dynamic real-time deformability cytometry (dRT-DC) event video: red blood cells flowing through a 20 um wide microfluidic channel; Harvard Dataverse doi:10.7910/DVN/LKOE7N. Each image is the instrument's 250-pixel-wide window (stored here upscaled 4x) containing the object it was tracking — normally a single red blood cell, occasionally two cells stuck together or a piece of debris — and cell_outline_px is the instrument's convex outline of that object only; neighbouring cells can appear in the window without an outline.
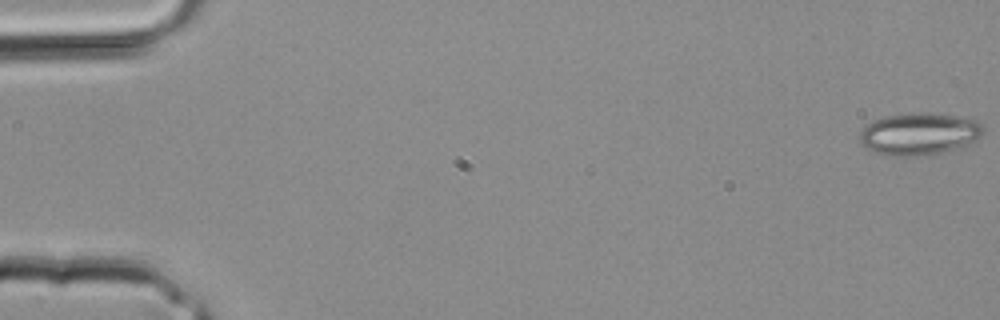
{"species": "common noctule bat (a hibernating species)", "species_latin": "Nyctalus noctula", "temperature_condition": "room temperature", "stored_images_in_passage": 4, "camera_frame_rate_fps": 3000, "um_per_image_px": 0.085, "animal": {"sex": "male", "body_mass_g": 20.4}, "frame": {"image": 1, "passage_image": 1, "time_ms": 0.0, "image_size_px": [1000, 320], "cell_outline_px": [[984, 132], [976, 140], [960, 148], [924, 156], [892, 156], [876, 152], [864, 148], [856, 136], [868, 124], [884, 116], [912, 112], [928, 112], [956, 116], [976, 120], [984, 128]], "centroid_in_image_um": [78.11, 11.38], "position_along_channel_um": 6.9, "area_um2": 30.69}}
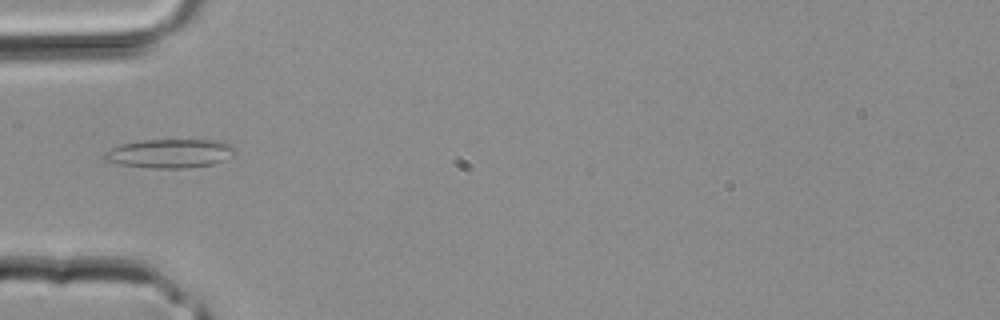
{"frame": {"image": 2, "passage_image": 4, "time_ms": 1.0, "image_size_px": [1000, 320], "cell_outline_px": [[240, 152], [224, 160], [212, 164], [188, 168], [152, 168], [120, 164], [104, 160], [104, 152], [120, 144], [144, 140], [208, 140], [232, 144]], "centroid_in_image_um": [14.49, 13.04], "position_along_channel_um": 70.5, "area_um2": 22.02}}